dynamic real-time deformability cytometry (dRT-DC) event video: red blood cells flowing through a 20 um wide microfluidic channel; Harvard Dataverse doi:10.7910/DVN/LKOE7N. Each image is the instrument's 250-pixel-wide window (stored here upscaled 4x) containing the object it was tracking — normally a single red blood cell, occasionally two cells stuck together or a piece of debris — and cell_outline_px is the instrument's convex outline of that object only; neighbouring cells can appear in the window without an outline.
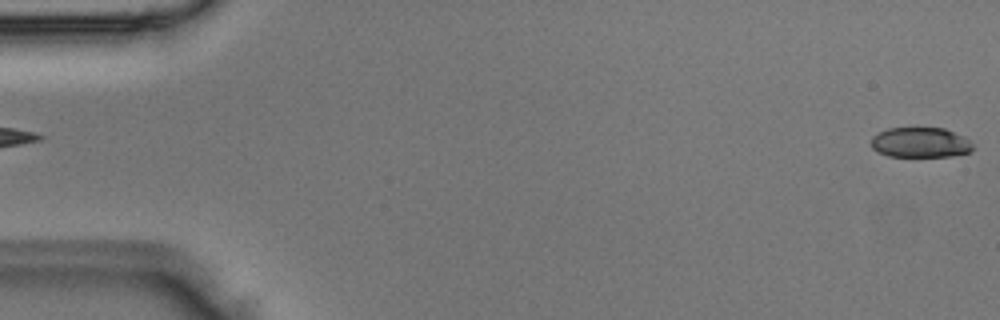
{"species": "Egyptian fruit bat (a non-hibernating species)", "species_latin": "Rousettus aegyptiacus", "temperature_condition": "room temperature", "stored_images_in_passage": 3, "segment_of_instrument_passage": [2, 2], "camera_frame_rate_fps": 3000, "um_per_image_px": 0.085, "animal": {"sex": "male"}, "frame": {"image": 1, "passage_image": 3, "time_ms": 0.667, "image_size_px": [1000, 320], "cell_outline_px": [[972, 148], [968, 152], [952, 156], [888, 156], [872, 148], [872, 136], [888, 128], [944, 128], [964, 136], [972, 144]], "centroid_in_image_um": [78.23, 12.1], "position_along_channel_um": 6.8, "area_um2": 17.63}}